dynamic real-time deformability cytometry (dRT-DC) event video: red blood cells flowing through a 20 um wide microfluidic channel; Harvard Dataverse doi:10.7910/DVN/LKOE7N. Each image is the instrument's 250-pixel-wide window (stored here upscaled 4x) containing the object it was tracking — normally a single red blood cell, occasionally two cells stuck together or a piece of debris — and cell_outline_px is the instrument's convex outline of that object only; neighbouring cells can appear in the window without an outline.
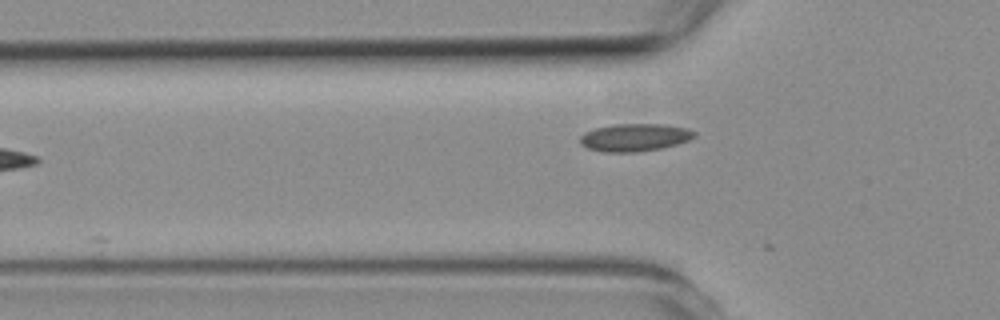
{"species": "common noctule bat (a hibernating species)", "species_latin": "Nyctalus noctula", "temperature_condition": "room temperature", "stored_images_in_passage": 5, "camera_frame_rate_fps": 3000, "um_per_image_px": 0.085, "animal": {"sex": "female", "body_mass_g": 19.3, "forearm_length_mm": 54.1}, "frame": {"image": 1, "passage_image": 5, "time_ms": 4.333, "image_size_px": [1000, 320], "cell_outline_px": [[696, 136], [688, 140], [676, 144], [660, 148], [636, 152], [604, 152], [588, 148], [580, 144], [580, 136], [584, 132], [596, 128], [616, 124], [664, 124], [688, 128], [696, 132]], "centroid_in_image_um": [53.95, 11.67], "position_along_channel_um": 71.9, "area_um2": 18.38}}